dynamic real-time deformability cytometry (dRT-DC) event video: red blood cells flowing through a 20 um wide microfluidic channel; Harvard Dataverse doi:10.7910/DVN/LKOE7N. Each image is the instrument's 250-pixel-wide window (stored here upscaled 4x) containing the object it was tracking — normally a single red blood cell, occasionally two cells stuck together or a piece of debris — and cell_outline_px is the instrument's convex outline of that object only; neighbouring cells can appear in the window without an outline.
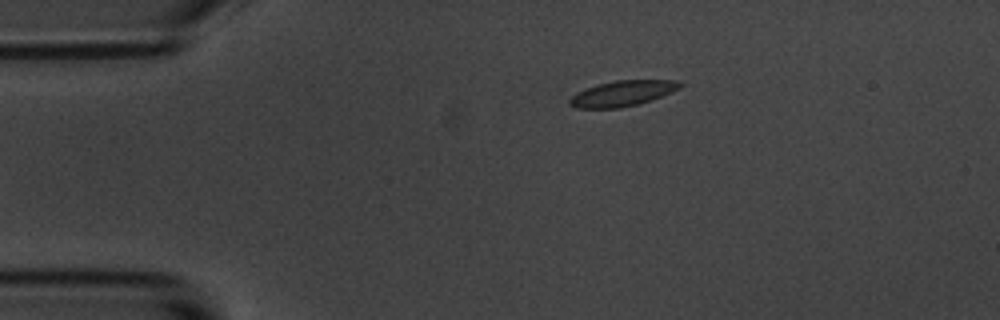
{"species": "common noctule bat (a hibernating species)", "species_latin": "Nyctalus noctula", "temperature_condition": "room temperature", "stored_images_in_passage": 9, "camera_frame_rate_fps": 3000, "um_per_image_px": 0.085, "animal": {"sex": "male", "body_mass_g": 20.1, "forearm_length_mm": 53.5}, "frame": {"image": 1, "passage_image": 3, "time_ms": 2.333, "image_size_px": [1000, 320], "cell_outline_px": [[684, 84], [680, 88], [672, 92], [652, 100], [620, 108], [576, 108], [568, 104], [568, 100], [576, 92], [596, 84], [616, 80], [676, 80]], "centroid_in_image_um": [52.9, 7.93], "position_along_channel_um": 32.1, "area_um2": 16.53}}
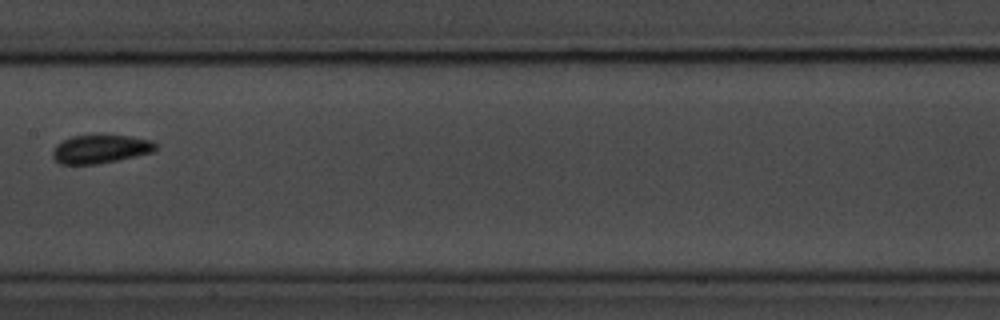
{"frame": {"image": 2, "passage_image": 8, "time_ms": 8.333, "image_size_px": [1000, 320], "cell_outline_px": [[156, 148], [152, 152], [116, 160], [96, 164], [60, 164], [52, 156], [52, 152], [56, 144], [72, 136], [132, 136], [152, 140], [156, 144]], "centroid_in_image_um": [8.52, 12.67], "position_along_channel_um": 198.9, "area_um2": 16.76}}
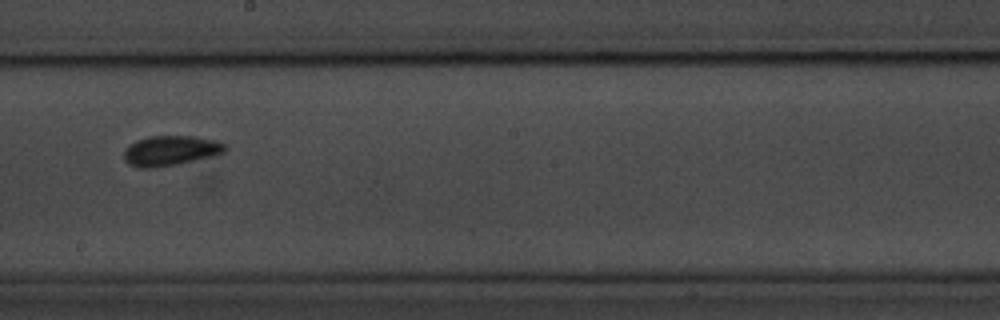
{"frame": {"image": 3, "passage_image": 9, "time_ms": 9.333, "image_size_px": [1000, 320], "cell_outline_px": [[228, 148], [224, 152], [212, 156], [176, 164], [156, 168], [140, 168], [128, 164], [124, 160], [124, 148], [136, 140], [148, 136], [192, 136], [216, 140], [228, 144]], "centroid_in_image_um": [14.49, 12.8], "position_along_channel_um": 233.7, "area_um2": 17.86}}